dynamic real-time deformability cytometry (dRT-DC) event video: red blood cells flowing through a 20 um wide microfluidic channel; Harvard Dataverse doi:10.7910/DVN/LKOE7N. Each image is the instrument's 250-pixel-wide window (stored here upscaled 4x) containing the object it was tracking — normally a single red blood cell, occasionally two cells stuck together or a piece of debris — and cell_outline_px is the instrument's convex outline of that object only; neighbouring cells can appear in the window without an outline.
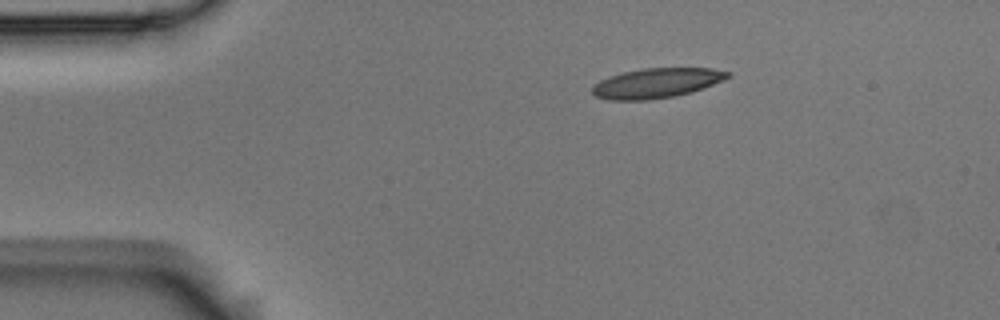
{"species": "Egyptian fruit bat (a non-hibernating species)", "species_latin": "Rousettus aegyptiacus", "temperature_condition": "room temperature", "stored_images_in_passage": 4, "camera_frame_rate_fps": 3000, "um_per_image_px": 0.085, "animal": {"sex": "male"}, "frame": {"image": 1, "passage_image": 1, "time_ms": 0.0, "image_size_px": [1000, 320], "cell_outline_px": [[732, 76], [724, 80], [692, 92], [672, 96], [648, 100], [608, 100], [596, 96], [592, 92], [592, 88], [600, 80], [608, 76], [624, 72], [644, 68], [712, 68], [732, 72]], "centroid_in_image_um": [55.84, 7.05], "position_along_channel_um": 29.2, "area_um2": 23.52}}
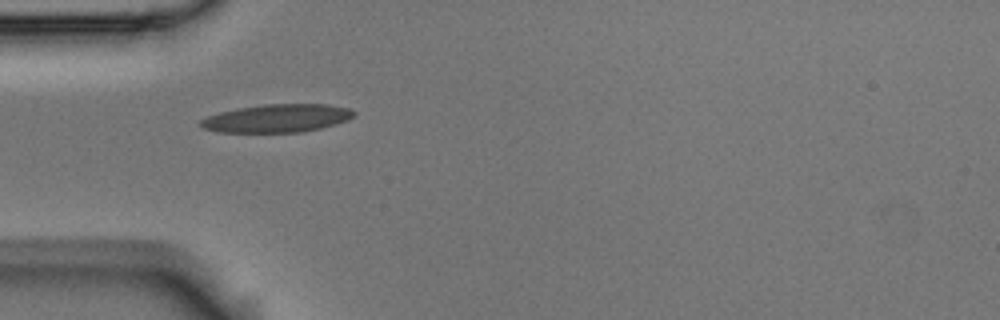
{"frame": {"image": 2, "passage_image": 3, "time_ms": 0.667, "image_size_px": [1000, 320], "cell_outline_px": [[356, 112], [348, 120], [320, 128], [304, 132], [220, 132], [204, 128], [200, 124], [200, 120], [208, 116], [220, 112], [236, 108], [264, 104], [328, 104], [348, 108]], "centroid_in_image_um": [23.55, 10.05], "position_along_channel_um": 61.4, "area_um2": 24.97}}
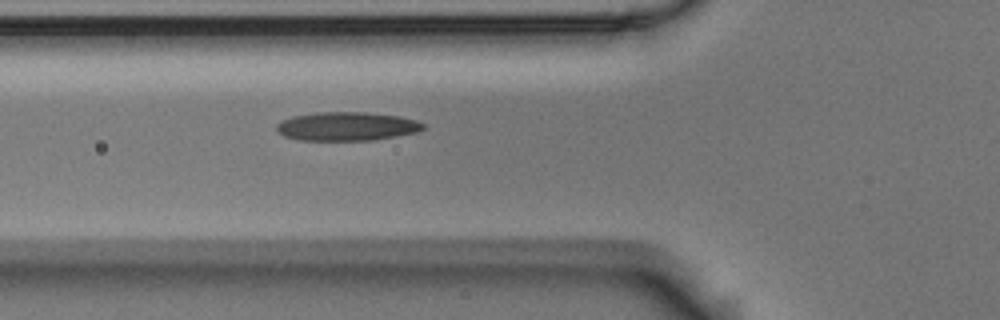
{"frame": {"image": 3, "passage_image": 4, "time_ms": 1.0, "image_size_px": [1000, 320], "cell_outline_px": [[424, 128], [416, 132], [396, 136], [372, 140], [300, 140], [284, 136], [276, 128], [276, 124], [280, 120], [292, 116], [316, 112], [364, 112], [400, 116], [416, 120], [424, 124]], "centroid_in_image_um": [29.45, 10.73], "position_along_channel_um": 96.3, "area_um2": 24.51}}